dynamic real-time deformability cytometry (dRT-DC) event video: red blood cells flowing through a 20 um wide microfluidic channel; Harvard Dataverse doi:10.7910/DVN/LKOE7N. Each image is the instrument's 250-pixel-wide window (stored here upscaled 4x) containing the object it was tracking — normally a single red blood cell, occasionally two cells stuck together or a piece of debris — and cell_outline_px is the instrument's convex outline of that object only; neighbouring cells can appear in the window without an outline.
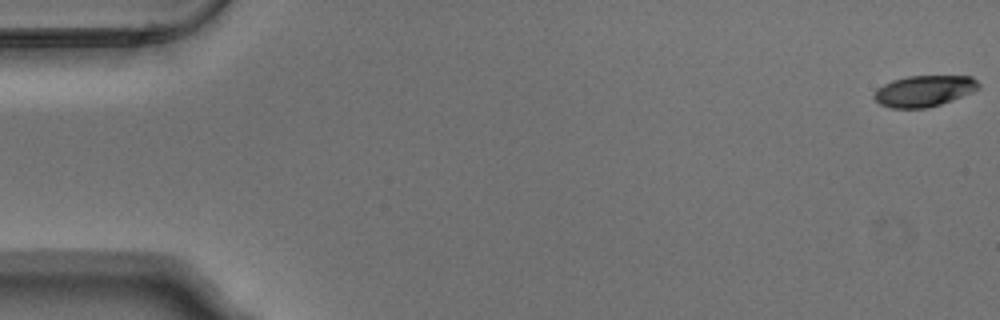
{"species": "Egyptian fruit bat (a non-hibernating species)", "species_latin": "Rousettus aegyptiacus", "temperature_condition": "warm", "stored_images_in_passage": 54, "camera_frame_rate_fps": 3000, "um_per_image_px": 0.085, "animal": {"sex": "male"}, "frame": {"image": 1, "passage_image": 1, "time_ms": 0.0, "image_size_px": [1000, 320], "cell_outline_px": [[980, 88], [972, 92], [952, 100], [928, 108], [892, 108], [880, 104], [872, 96], [876, 88], [892, 80], [908, 76], [972, 76], [980, 84]], "centroid_in_image_um": [78.53, 7.73], "position_along_channel_um": 6.5, "area_um2": 19.02}}
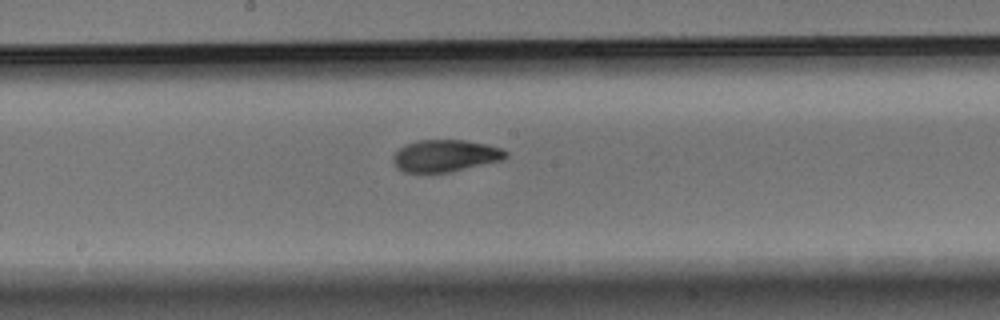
{"frame": {"image": 2, "passage_image": 29, "time_ms": 9.333, "image_size_px": [1000, 320], "cell_outline_px": [[508, 156], [504, 160], [452, 172], [404, 172], [396, 168], [392, 160], [392, 156], [400, 148], [416, 140], [464, 140], [484, 144], [500, 148], [508, 152]], "centroid_in_image_um": [37.86, 13.25], "position_along_channel_um": 210.3, "area_um2": 21.1}}
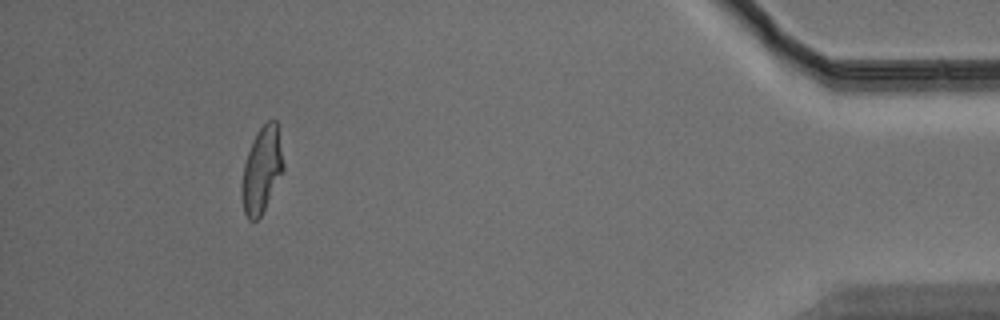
{"frame": {"image": 3, "passage_image": 50, "time_ms": 16.333, "image_size_px": [1000, 320], "cell_outline_px": [[284, 168], [260, 216], [256, 220], [248, 220], [244, 212], [240, 196], [240, 188], [244, 164], [252, 140], [256, 132], [268, 120], [276, 120], [284, 164]], "centroid_in_image_um": [22.21, 14.45], "position_along_channel_um": 413.0, "area_um2": 20.58}, "authors_computed_cell_mechanics": {"area_um2": 21.0103, "velocity_mm_per_s": 3.7749, "shape_relaxation_time_tau1_ms": 4.6891, "shape_relaxation_time_tau2_ms": 2.3261, "deformation_change_tau1": 0.1871, "deformation_change_tau2": 0.0813}}